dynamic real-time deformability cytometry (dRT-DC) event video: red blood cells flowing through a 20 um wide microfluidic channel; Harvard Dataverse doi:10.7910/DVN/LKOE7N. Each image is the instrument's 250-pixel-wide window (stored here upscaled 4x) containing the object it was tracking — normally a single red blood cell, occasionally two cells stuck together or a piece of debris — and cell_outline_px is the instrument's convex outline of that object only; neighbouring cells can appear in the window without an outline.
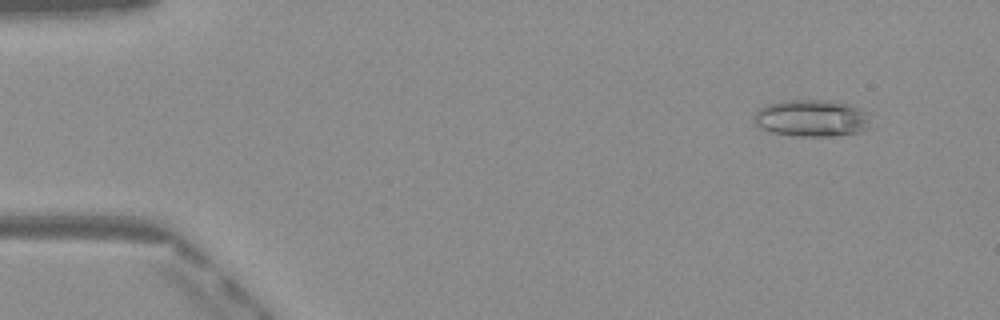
{"species": "Egyptian fruit bat (a non-hibernating species)", "species_latin": "Rousettus aegyptiacus", "temperature_condition": "warm", "stored_images_in_passage": 49, "camera_frame_rate_fps": 3000, "um_per_image_px": 0.085, "frame": {"image": 1, "passage_image": 4, "time_ms": 1.0, "image_size_px": [1000, 320], "cell_outline_px": [[868, 128], [860, 132], [832, 136], [796, 136], [772, 132], [760, 128], [752, 120], [752, 116], [764, 104], [780, 100], [832, 100], [852, 104], [868, 112]], "centroid_in_image_um": [68.96, 10.02], "position_along_channel_um": 16.0, "area_um2": 25.55}}
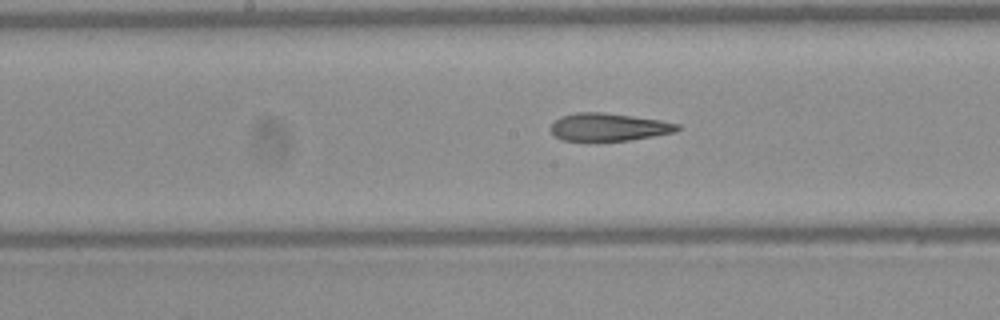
{"frame": {"image": 2, "passage_image": 25, "time_ms": 8.0, "image_size_px": [1000, 320], "cell_outline_px": [[680, 128], [676, 132], [628, 140], [588, 144], [564, 140], [556, 136], [548, 128], [560, 116], [576, 112], [600, 112], [632, 116], [660, 120], [680, 124]], "centroid_in_image_um": [51.68, 10.84], "position_along_channel_um": 196.5, "area_um2": 21.15}}
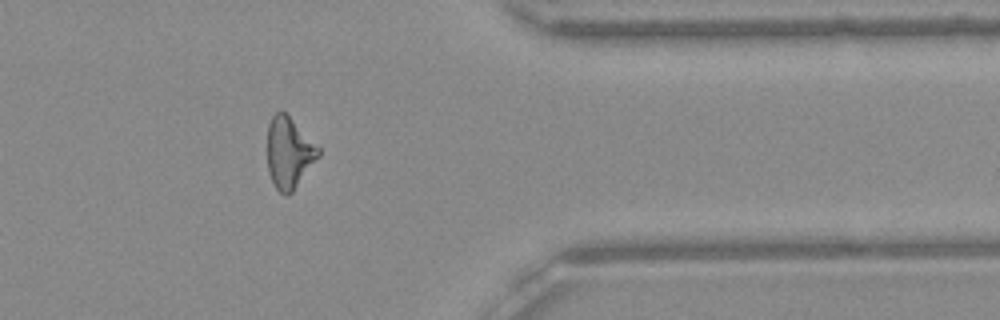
{"frame": {"image": 3, "passage_image": 40, "time_ms": 13.0, "image_size_px": [1000, 320], "cell_outline_px": [[320, 156], [292, 192], [288, 196], [280, 192], [276, 188], [272, 180], [268, 168], [268, 124], [272, 116], [280, 108], [320, 148]], "centroid_in_image_um": [24.57, 12.98], "position_along_channel_um": 386.8, "area_um2": 20.92}, "authors_computed_cell_mechanics": {"area_um2": 21.8484, "velocity_mm_per_s": 4.1145, "shape_relaxation_time_tau1_ms": null, "shape_relaxation_time_tau2_ms": 2.1496, "deformation_change_tau1": null, "deformation_change_tau2": 0.1269}}